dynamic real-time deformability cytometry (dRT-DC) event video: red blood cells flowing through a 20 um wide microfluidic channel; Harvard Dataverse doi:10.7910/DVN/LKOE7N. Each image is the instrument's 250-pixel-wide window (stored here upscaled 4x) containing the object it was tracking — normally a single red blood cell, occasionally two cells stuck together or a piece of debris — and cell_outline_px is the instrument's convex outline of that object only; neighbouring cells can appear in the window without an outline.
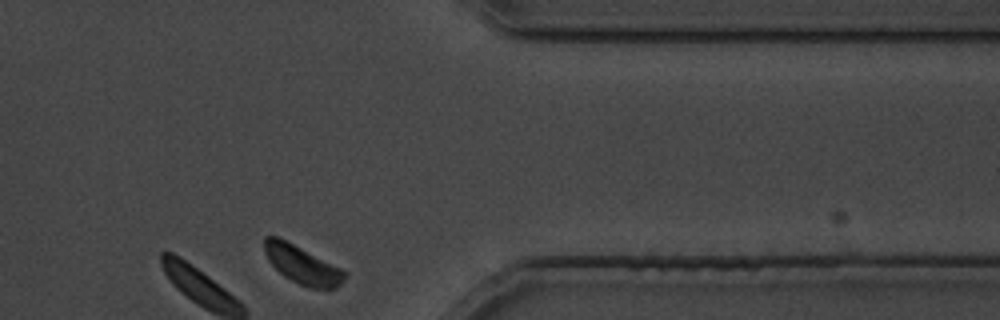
{"species": "common noctule bat (a hibernating species)", "species_latin": "Nyctalus noctula", "temperature_condition": "cold", "stored_images_in_passage": 22, "camera_frame_rate_fps": 3000, "um_per_image_px": 0.085, "animal": {"sex": "male", "body_mass_g": 19.5, "forearm_length_mm": 54.6}, "frame": {"image": 1, "passage_image": 22, "time_ms": 26.333, "image_size_px": [1000, 320], "cell_outline_px": [[348, 272], [344, 280], [336, 288], [308, 288], [284, 276], [268, 260], [264, 252], [264, 236], [276, 236]], "centroid_in_image_um": [25.68, 22.52], "position_along_channel_um": 385.7, "area_um2": 17.34}}